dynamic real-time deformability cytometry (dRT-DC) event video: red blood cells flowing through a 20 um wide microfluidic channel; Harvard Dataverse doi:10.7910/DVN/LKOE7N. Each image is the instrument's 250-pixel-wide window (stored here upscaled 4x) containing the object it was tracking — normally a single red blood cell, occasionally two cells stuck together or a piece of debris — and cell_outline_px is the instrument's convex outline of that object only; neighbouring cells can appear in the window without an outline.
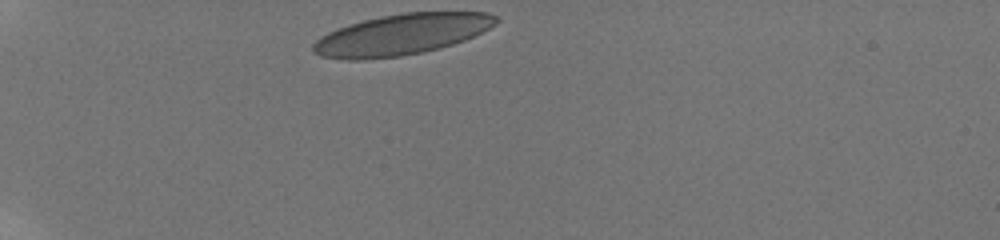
{"species": "human", "species_latin": "Homo sapiens", "temperature_condition": "room temperature", "stored_images_in_passage": 7, "camera_frame_rate_fps": 3000, "um_per_image_px": 0.085, "donor": {"sex": "male"}, "frame": {"image": 1, "passage_image": 1, "time_ms": 0.0, "image_size_px": [1000, 240], "cell_outline_px": [[500, 20], [496, 24], [464, 40], [440, 48], [400, 56], [364, 60], [348, 60], [320, 56], [312, 52], [312, 44], [320, 36], [328, 32], [348, 24], [380, 16], [404, 12], [488, 12], [496, 16]], "centroid_in_image_um": [34.09, 2.93], "position_along_channel_um": 50.9, "area_um2": 43.58}}